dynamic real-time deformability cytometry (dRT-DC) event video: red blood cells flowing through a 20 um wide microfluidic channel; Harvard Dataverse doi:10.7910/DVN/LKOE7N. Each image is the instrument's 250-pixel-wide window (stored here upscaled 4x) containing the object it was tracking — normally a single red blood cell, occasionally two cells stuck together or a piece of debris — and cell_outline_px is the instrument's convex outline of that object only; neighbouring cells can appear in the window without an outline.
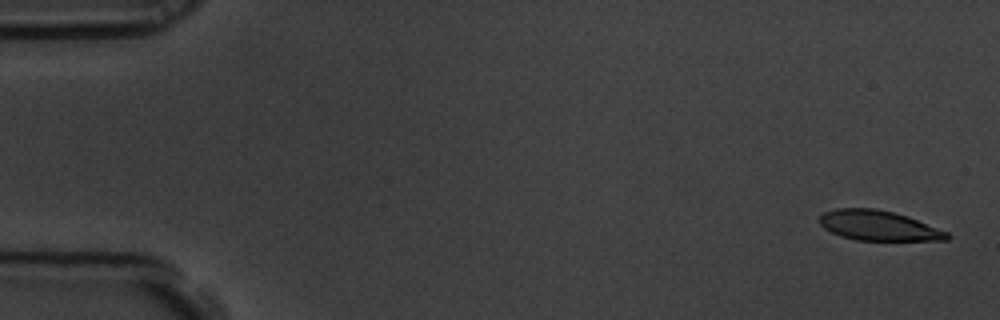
{"species": "common noctule bat (a hibernating species)", "species_latin": "Nyctalus noctula", "temperature_condition": "room temperature", "stored_images_in_passage": 4, "camera_frame_rate_fps": 3000, "um_per_image_px": 0.085, "animal": {"sex": "male", "body_mass_g": 19.5, "forearm_length_mm": 54.6}, "frame": {"image": 1, "passage_image": 1, "time_ms": 0.0, "image_size_px": [1000, 320], "cell_outline_px": [[952, 236], [948, 240], [856, 240], [840, 236], [824, 228], [816, 220], [824, 212], [836, 208], [876, 208], [908, 216], [948, 232]], "centroid_in_image_um": [74.66, 19.17], "position_along_channel_um": 10.3, "area_um2": 22.37}}